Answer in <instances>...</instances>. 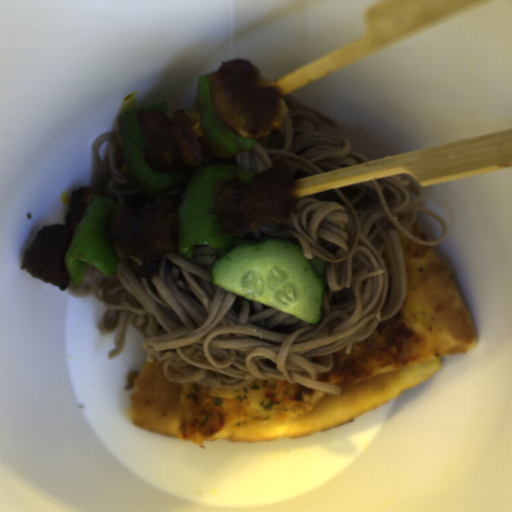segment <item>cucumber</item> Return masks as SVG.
<instances>
[{
	"label": "cucumber",
	"mask_w": 512,
	"mask_h": 512,
	"mask_svg": "<svg viewBox=\"0 0 512 512\" xmlns=\"http://www.w3.org/2000/svg\"><path fill=\"white\" fill-rule=\"evenodd\" d=\"M328 265L319 257L305 258L300 244L280 238L239 239L210 265L209 275L211 283L236 296L317 324Z\"/></svg>",
	"instance_id": "1"
}]
</instances>
